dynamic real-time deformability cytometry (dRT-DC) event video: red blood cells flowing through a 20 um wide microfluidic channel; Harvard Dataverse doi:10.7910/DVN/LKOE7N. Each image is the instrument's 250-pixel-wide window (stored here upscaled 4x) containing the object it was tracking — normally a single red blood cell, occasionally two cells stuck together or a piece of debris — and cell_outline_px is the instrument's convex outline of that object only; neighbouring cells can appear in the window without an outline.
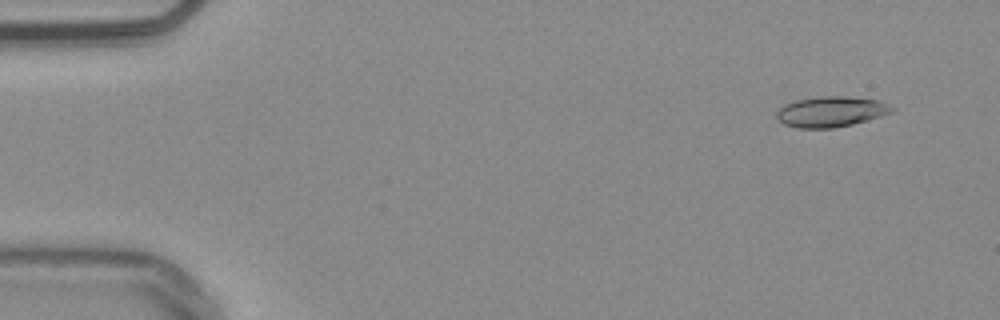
{"species": "common noctule bat (a hibernating species)", "species_latin": "Nyctalus noctula", "temperature_condition": "warm", "stored_images_in_passage": 50, "camera_frame_rate_fps": 3000, "um_per_image_px": 0.085, "animal": {"sex": "male", "body_mass_g": 20.4}, "frame": {"image": 1, "passage_image": 1, "time_ms": 0.0, "image_size_px": [1000, 320], "cell_outline_px": [[896, 108], [892, 112], [868, 120], [852, 124], [832, 128], [796, 128], [784, 124], [776, 116], [776, 112], [784, 104], [796, 100], [824, 96], [844, 96], [876, 100], [888, 104]], "centroid_in_image_um": [70.62, 9.5], "position_along_channel_um": 14.4, "area_um2": 20.35}}
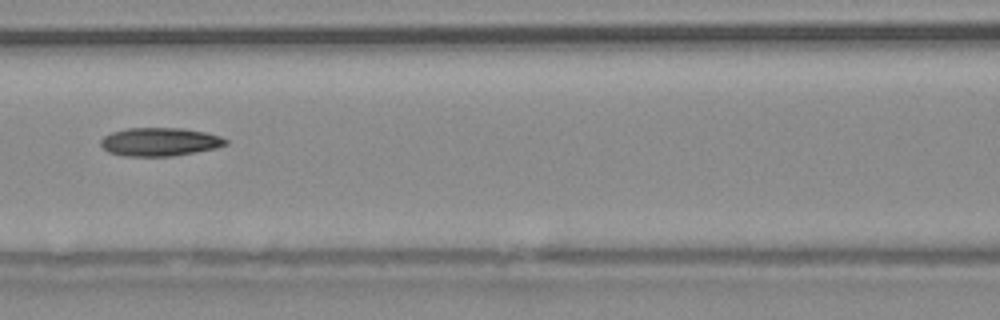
{"frame": {"image": 2, "passage_image": 21, "time_ms": 6.667, "image_size_px": [1000, 320], "cell_outline_px": [[228, 144], [216, 148], [196, 152], [172, 156], [120, 156], [108, 152], [100, 144], [100, 140], [104, 136], [112, 132], [128, 128], [184, 128], [204, 132], [220, 136], [228, 140]], "centroid_in_image_um": [13.57, 12.06], "position_along_channel_um": 153.0, "area_um2": 20.75}}
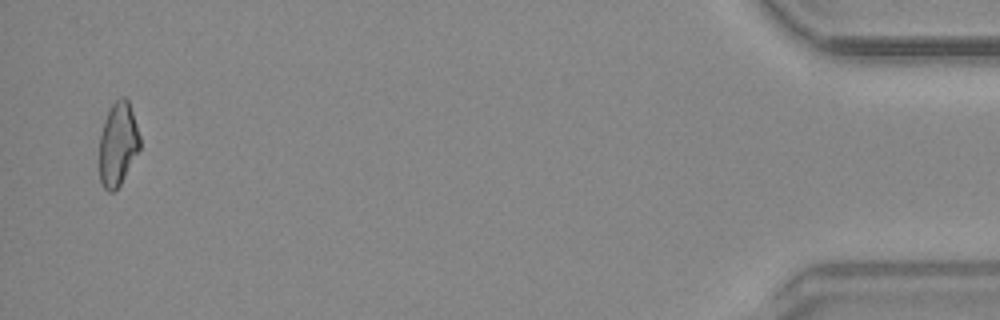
{"frame": {"image": 3, "passage_image": 49, "time_ms": 16.0, "image_size_px": [1000, 320], "cell_outline_px": [[140, 148], [120, 184], [112, 192], [108, 192], [104, 188], [100, 180], [100, 136], [104, 120], [112, 104], [120, 96], [124, 96], [128, 100], [140, 136]], "centroid_in_image_um": [10.02, 12.23], "position_along_channel_um": 425.2, "area_um2": 19.42}, "authors_computed_cell_mechanics": {"area_um2": 20.23, "velocity_mm_per_s": 3.829, "shape_relaxation_time_tau1_ms": null, "shape_relaxation_time_tau2_ms": 7.7716, "deformation_change_tau1": null, "deformation_change_tau2": 0.1922}}